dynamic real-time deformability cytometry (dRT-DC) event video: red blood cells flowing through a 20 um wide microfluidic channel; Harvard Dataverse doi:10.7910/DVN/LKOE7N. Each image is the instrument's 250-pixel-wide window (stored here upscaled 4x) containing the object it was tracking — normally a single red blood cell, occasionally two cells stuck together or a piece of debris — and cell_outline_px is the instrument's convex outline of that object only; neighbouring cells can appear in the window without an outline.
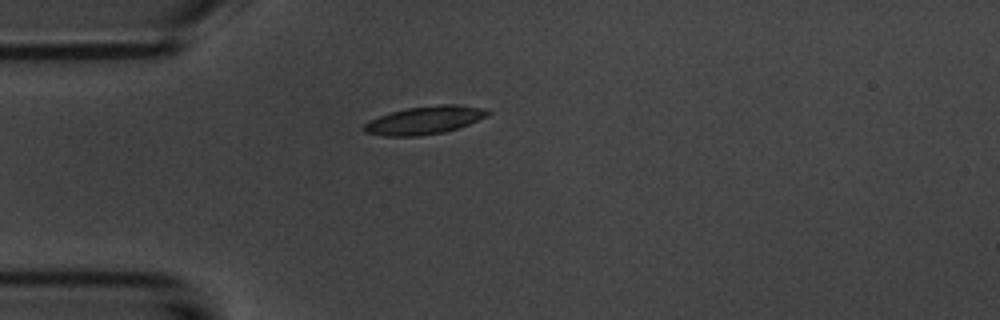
{"species": "common noctule bat (a hibernating species)", "species_latin": "Nyctalus noctula", "temperature_condition": "room temperature", "stored_images_in_passage": 2, "camera_frame_rate_fps": 3000, "um_per_image_px": 0.085, "animal": {"sex": "male", "body_mass_g": 20.1, "forearm_length_mm": 53.5}, "frame": {"image": 1, "passage_image": 1, "time_ms": 0.0, "image_size_px": [1000, 320], "cell_outline_px": [[492, 112], [488, 116], [468, 124], [444, 132], [420, 136], [384, 136], [364, 132], [360, 128], [364, 124], [380, 116], [392, 112], [408, 108], [436, 104], [452, 104], [484, 108]], "centroid_in_image_um": [36.09, 10.22], "position_along_channel_um": 48.9, "area_um2": 20.11}}